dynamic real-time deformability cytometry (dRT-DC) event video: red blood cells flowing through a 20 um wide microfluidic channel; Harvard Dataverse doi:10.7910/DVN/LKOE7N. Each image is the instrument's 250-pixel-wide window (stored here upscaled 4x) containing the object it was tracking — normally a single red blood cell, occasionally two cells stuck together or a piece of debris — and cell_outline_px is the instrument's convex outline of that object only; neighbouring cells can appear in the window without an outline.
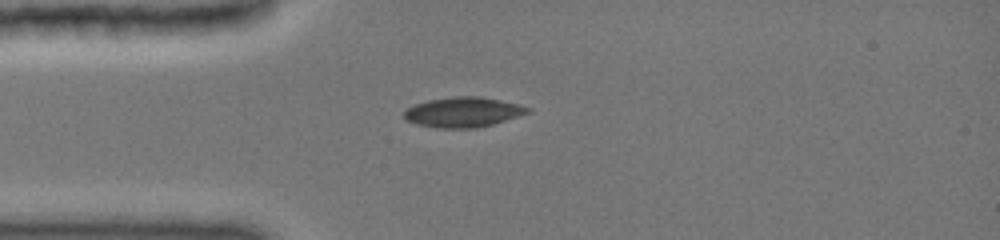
{"species": "common noctule bat (a hibernating species)", "species_latin": "Nyctalus noctula", "temperature_condition": "cold", "stored_images_in_passage": 14, "camera_frame_rate_fps": 3000, "um_per_image_px": 0.085, "animal": {"sex": "female", "body_mass_g": 19.0, "forearm_length_mm": 51.5}, "frame": {"image": 1, "passage_image": 1, "time_ms": 0.0, "image_size_px": [1000, 240], "cell_outline_px": [[532, 112], [492, 124], [476, 128], [440, 128], [416, 124], [408, 120], [404, 116], [404, 112], [408, 108], [416, 104], [428, 100], [460, 96], [476, 96], [516, 104], [532, 108]], "centroid_in_image_um": [39.38, 9.54], "position_along_channel_um": 45.6, "area_um2": 21.21}}
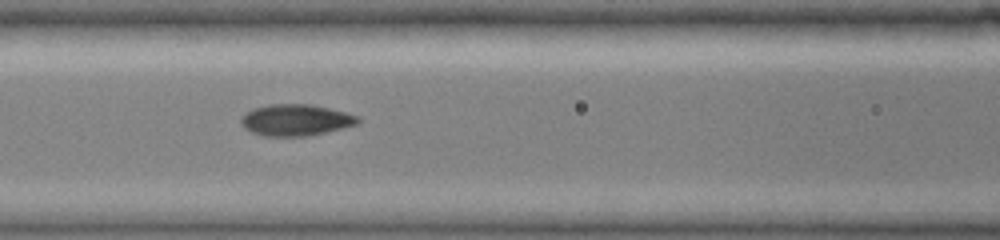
{"frame": {"image": 2, "passage_image": 5, "time_ms": 2.667, "image_size_px": [1000, 240], "cell_outline_px": [[360, 120], [356, 124], [308, 136], [264, 136], [252, 132], [244, 128], [240, 124], [240, 120], [252, 108], [272, 104], [312, 104], [360, 116]], "centroid_in_image_um": [25.12, 10.2], "position_along_channel_um": 141.5, "area_um2": 21.21}}
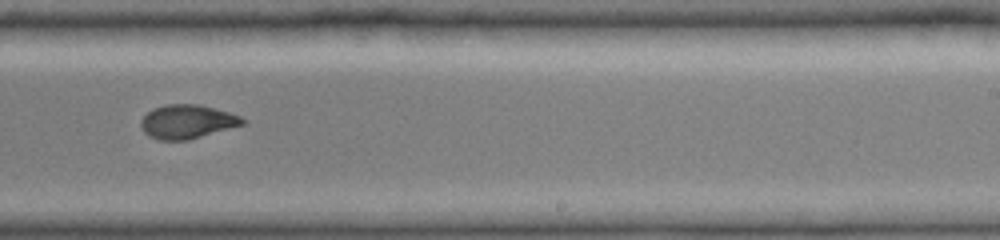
{"frame": {"image": 3, "passage_image": 12, "time_ms": 6.0, "image_size_px": [1000, 240], "cell_outline_px": [[248, 120], [244, 124], [188, 140], [160, 140], [148, 136], [144, 132], [140, 124], [140, 120], [152, 108], [168, 104], [200, 104], [228, 112], [240, 116]], "centroid_in_image_um": [15.9, 10.34], "position_along_channel_um": 273.1, "area_um2": 20.06}}